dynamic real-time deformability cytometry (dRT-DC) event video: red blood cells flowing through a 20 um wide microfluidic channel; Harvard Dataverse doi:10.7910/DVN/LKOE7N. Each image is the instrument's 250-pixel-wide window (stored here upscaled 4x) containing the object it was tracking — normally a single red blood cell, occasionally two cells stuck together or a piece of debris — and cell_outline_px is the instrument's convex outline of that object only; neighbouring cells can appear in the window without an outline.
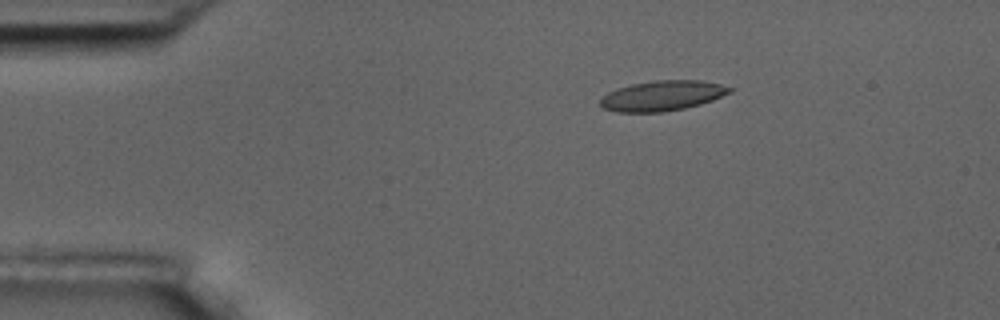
{"species": "common noctule bat (a hibernating species)", "species_latin": "Nyctalus noctula", "temperature_condition": "room temperature", "stored_images_in_passage": 6, "camera_frame_rate_fps": 3000, "um_per_image_px": 0.085, "animal": {"sex": "male", "body_mass_g": 17.5, "forearm_length_mm": 52.3}, "frame": {"image": 1, "passage_image": 3, "time_ms": 2.333, "image_size_px": [1000, 320], "cell_outline_px": [[732, 92], [712, 100], [700, 104], [684, 108], [664, 112], [616, 112], [600, 108], [600, 100], [608, 92], [616, 88], [632, 84], [656, 80], [700, 80], [720, 84], [732, 88]], "centroid_in_image_um": [56.27, 8.14], "position_along_channel_um": 28.7, "area_um2": 22.77}}
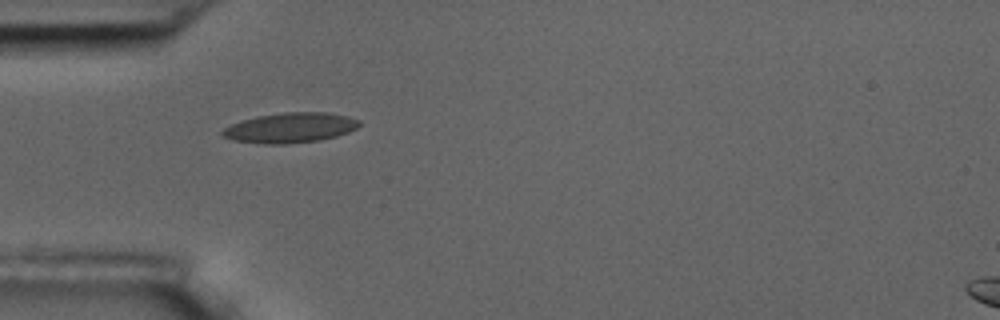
{"frame": {"image": 2, "passage_image": 5, "time_ms": 4.667, "image_size_px": [1000, 320], "cell_outline_px": [[360, 124], [356, 128], [348, 132], [336, 136], [320, 140], [284, 144], [264, 144], [232, 140], [224, 136], [220, 132], [224, 128], [240, 120], [256, 116], [284, 112], [328, 112], [348, 116], [360, 120]], "centroid_in_image_um": [24.66, 10.85], "position_along_channel_um": 60.3, "area_um2": 24.04}}